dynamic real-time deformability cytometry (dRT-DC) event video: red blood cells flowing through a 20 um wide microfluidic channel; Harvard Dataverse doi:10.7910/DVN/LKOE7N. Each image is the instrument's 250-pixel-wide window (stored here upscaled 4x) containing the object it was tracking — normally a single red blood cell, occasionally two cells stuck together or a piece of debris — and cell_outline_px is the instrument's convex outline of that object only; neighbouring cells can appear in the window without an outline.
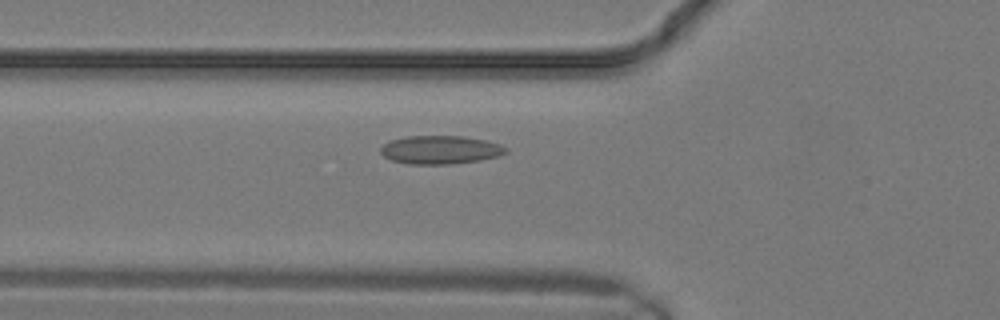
{"species": "common noctule bat (a hibernating species)", "species_latin": "Nyctalus noctula", "temperature_condition": "warm", "stored_images_in_passage": 4, "camera_frame_rate_fps": 3000, "um_per_image_px": 0.085, "animal": {"sex": "male", "body_mass_g": 19.2, "forearm_length_mm": 51.8}, "frame": {"image": 1, "passage_image": 2, "time_ms": 0.333, "image_size_px": [1000, 320], "cell_outline_px": [[508, 152], [496, 156], [480, 160], [452, 164], [408, 164], [392, 160], [384, 156], [380, 152], [380, 148], [384, 144], [392, 140], [404, 136], [460, 136], [484, 140], [500, 144], [508, 148]], "centroid_in_image_um": [37.42, 12.73], "position_along_channel_um": 88.4, "area_um2": 20.63}}
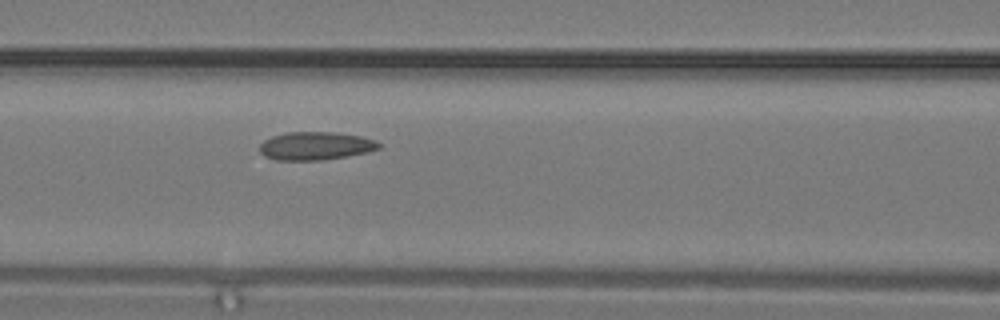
{"frame": {"image": 2, "passage_image": 4, "time_ms": 1.0, "image_size_px": [1000, 320], "cell_outline_px": [[380, 148], [368, 152], [320, 160], [276, 160], [264, 156], [260, 152], [260, 144], [264, 140], [272, 136], [288, 132], [332, 132], [360, 136], [376, 140], [380, 144]], "centroid_in_image_um": [26.8, 12.4], "position_along_channel_um": 139.8, "area_um2": 19.42}}